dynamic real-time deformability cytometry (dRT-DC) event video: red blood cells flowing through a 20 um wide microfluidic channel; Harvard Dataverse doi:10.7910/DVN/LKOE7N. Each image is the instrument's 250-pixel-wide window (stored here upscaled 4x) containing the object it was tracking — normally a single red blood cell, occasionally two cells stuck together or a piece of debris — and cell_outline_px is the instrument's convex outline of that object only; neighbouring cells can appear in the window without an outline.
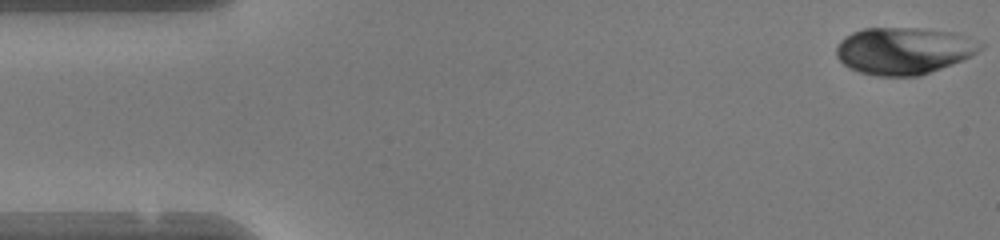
{"species": "human", "species_latin": "Homo sapiens", "temperature_condition": "warm", "stored_images_in_passage": 48, "camera_frame_rate_fps": 3000, "um_per_image_px": 0.085, "donor": {"sex": "female"}, "frame": {"image": 1, "passage_image": 1, "time_ms": 0.0, "image_size_px": [1000, 240], "cell_outline_px": [[984, 48], [972, 56], [952, 64], [920, 76], [876, 76], [860, 72], [848, 68], [836, 56], [836, 48], [840, 40], [844, 36], [852, 32], [864, 28], [916, 28], [952, 32], [984, 44]], "centroid_in_image_um": [76.8, 4.32], "position_along_channel_um": 8.2, "area_um2": 39.48}}
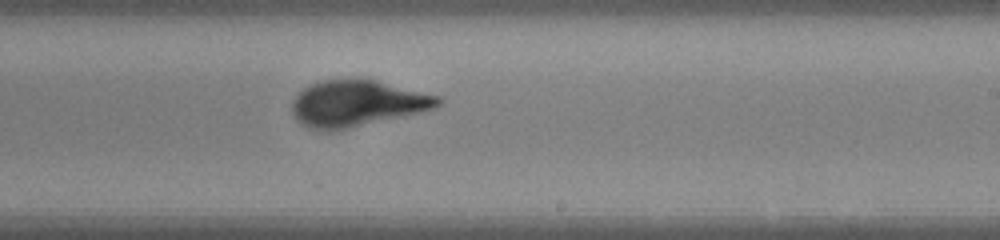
{"frame": {"image": 2, "passage_image": 28, "time_ms": 9.0, "image_size_px": [1000, 240], "cell_outline_px": [[444, 100], [436, 108], [420, 112], [336, 132], [320, 132], [308, 128], [300, 124], [296, 120], [292, 112], [292, 100], [304, 88], [320, 80], [356, 76], [376, 80], [440, 96]], "centroid_in_image_um": [30.32, 8.79], "position_along_channel_um": 258.7, "area_um2": 40.52}}
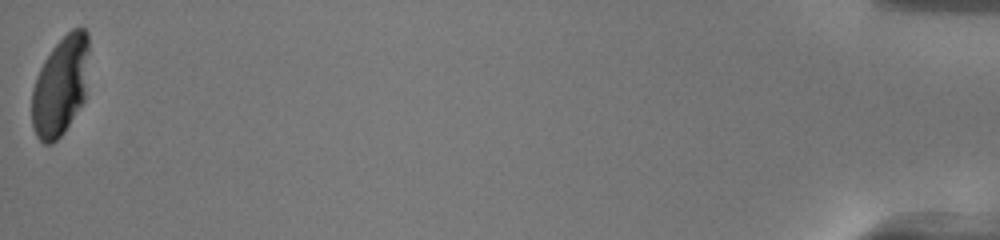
{"frame": {"image": 3, "passage_image": 48, "time_ms": 15.667, "image_size_px": [1000, 240], "cell_outline_px": [[88, 52], [84, 100], [64, 132], [52, 144], [44, 144], [36, 136], [32, 124], [32, 88], [36, 76], [44, 60], [52, 48], [72, 28], [84, 28], [88, 32]], "centroid_in_image_um": [5.12, 7.32], "position_along_channel_um": 430.1, "area_um2": 32.89}, "authors_computed_cell_mechanics": {"area_um2": 38.3503, "velocity_mm_per_s": 4.1812, "shape_relaxation_time_tau1_ms": 3.9268, "shape_relaxation_time_tau2_ms": null, "deformation_change_tau1": 0.1873, "deformation_change_tau2": null}}